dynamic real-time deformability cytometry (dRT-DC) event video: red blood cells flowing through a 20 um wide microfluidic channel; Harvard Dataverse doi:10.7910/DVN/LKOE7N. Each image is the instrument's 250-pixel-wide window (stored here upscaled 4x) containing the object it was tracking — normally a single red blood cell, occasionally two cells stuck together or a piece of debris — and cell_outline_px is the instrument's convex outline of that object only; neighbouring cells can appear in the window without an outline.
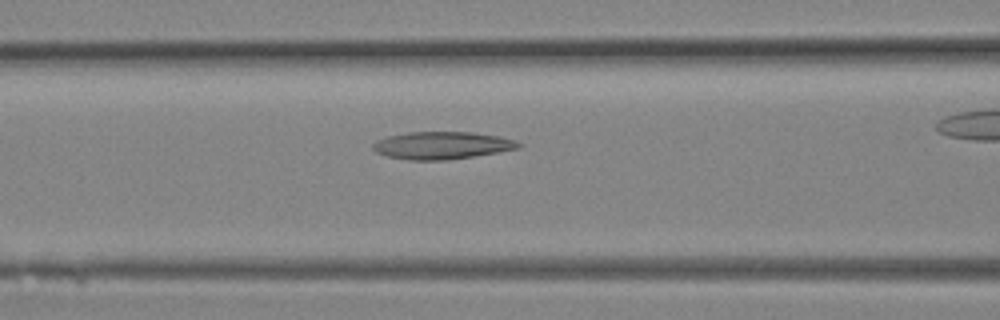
{"species": "Egyptian fruit bat (a non-hibernating species)", "species_latin": "Rousettus aegyptiacus", "temperature_condition": "room temperature", "stored_images_in_passage": 11, "camera_frame_rate_fps": 3000, "um_per_image_px": 0.085, "animal": {"sex": "female"}, "frame": {"image": 1, "passage_image": 8, "time_ms": 2.333, "image_size_px": [1000, 320], "cell_outline_px": [[524, 144], [520, 148], [500, 152], [448, 160], [408, 160], [388, 156], [376, 152], [372, 148], [372, 144], [376, 140], [388, 136], [408, 132], [472, 132], [500, 136], [516, 140]], "centroid_in_image_um": [37.61, 12.36], "position_along_channel_um": 129.0, "area_um2": 23.52}}